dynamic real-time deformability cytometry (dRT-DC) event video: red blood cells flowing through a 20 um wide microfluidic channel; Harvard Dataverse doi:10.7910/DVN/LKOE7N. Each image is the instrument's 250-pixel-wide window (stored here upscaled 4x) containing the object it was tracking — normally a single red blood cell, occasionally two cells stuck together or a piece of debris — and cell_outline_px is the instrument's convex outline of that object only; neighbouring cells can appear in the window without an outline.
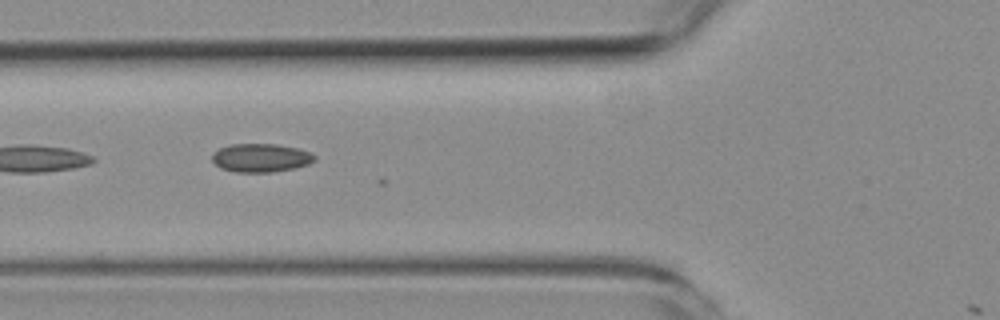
{"species": "common noctule bat (a hibernating species)", "species_latin": "Nyctalus noctula", "temperature_condition": "room temperature", "stored_images_in_passage": 4, "camera_frame_rate_fps": 3000, "um_per_image_px": 0.085, "animal": {"sex": "female", "body_mass_g": 19.3, "forearm_length_mm": 54.1}, "frame": {"image": 1, "passage_image": 3, "time_ms": 2.0, "image_size_px": [1000, 320], "cell_outline_px": [[316, 160], [308, 164], [296, 168], [272, 172], [236, 172], [220, 168], [212, 160], [212, 152], [220, 148], [232, 144], [276, 144], [296, 148], [308, 152], [316, 156]], "centroid_in_image_um": [22.16, 13.42], "position_along_channel_um": 103.6, "area_um2": 16.99}}